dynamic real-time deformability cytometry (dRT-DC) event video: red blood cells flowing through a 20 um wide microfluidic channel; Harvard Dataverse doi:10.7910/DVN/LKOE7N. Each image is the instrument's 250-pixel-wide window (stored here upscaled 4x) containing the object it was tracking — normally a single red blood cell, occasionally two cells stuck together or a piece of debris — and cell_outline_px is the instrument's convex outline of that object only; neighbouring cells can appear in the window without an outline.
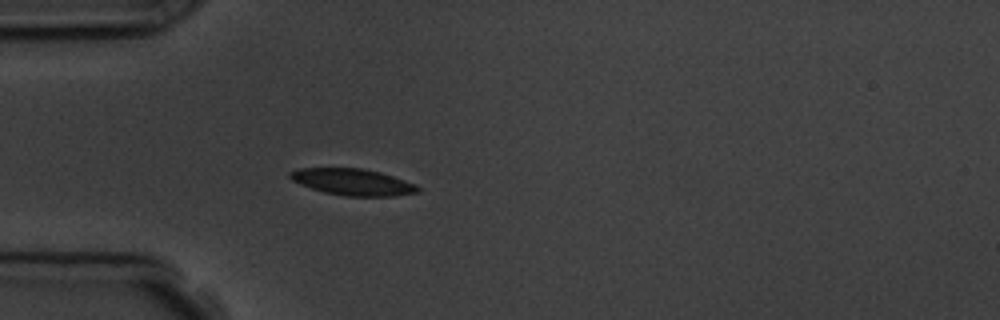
{"species": "common noctule bat (a hibernating species)", "species_latin": "Nyctalus noctula", "temperature_condition": "room temperature", "stored_images_in_passage": 1, "camera_frame_rate_fps": 3000, "um_per_image_px": 0.085, "animal": {"sex": "male", "body_mass_g": 19.5, "forearm_length_mm": 54.6}, "frame": {"image": 1, "passage_image": 1, "time_ms": 0.0, "image_size_px": [1000, 320], "cell_outline_px": [[420, 192], [396, 196], [348, 196], [324, 192], [300, 184], [292, 180], [288, 176], [288, 172], [296, 168], [360, 168], [380, 172], [416, 184], [420, 188]], "centroid_in_image_um": [29.98, 15.47], "position_along_channel_um": 55.0, "area_um2": 19.77}}